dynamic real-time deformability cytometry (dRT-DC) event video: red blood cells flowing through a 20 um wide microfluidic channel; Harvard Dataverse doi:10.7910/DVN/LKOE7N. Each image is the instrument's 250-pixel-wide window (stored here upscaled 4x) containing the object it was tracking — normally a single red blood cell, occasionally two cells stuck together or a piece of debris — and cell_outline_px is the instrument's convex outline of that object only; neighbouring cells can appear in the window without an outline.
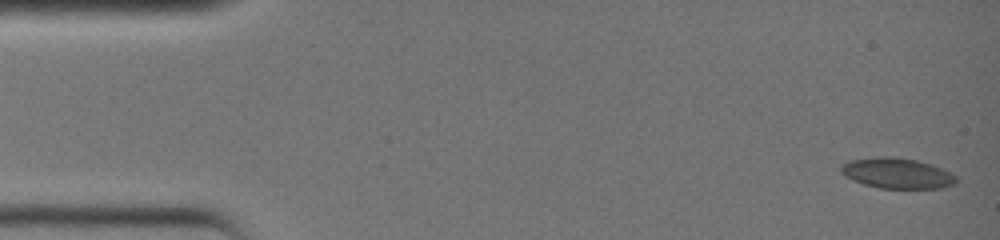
{"species": "common noctule bat (a hibernating species)", "species_latin": "Nyctalus noctula", "temperature_condition": "warm", "stored_images_in_passage": 37, "camera_frame_rate_fps": 3000, "um_per_image_px": 0.085, "animal": {"sex": "female", "body_mass_g": 19.0, "forearm_length_mm": 51.5}, "frame": {"image": 1, "passage_image": 1, "time_ms": 0.0, "image_size_px": [1000, 240], "cell_outline_px": [[956, 184], [944, 188], [880, 188], [864, 184], [844, 176], [840, 172], [840, 168], [844, 164], [852, 160], [880, 156], [884, 156], [916, 160], [940, 168], [956, 176]], "centroid_in_image_um": [76.24, 14.74], "position_along_channel_um": 8.8, "area_um2": 20.11}}
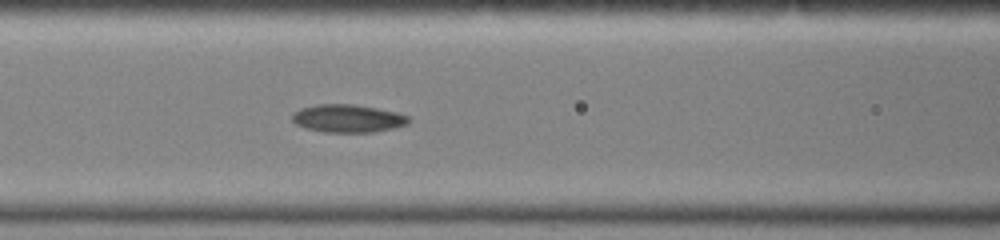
{"frame": {"image": 2, "passage_image": 16, "time_ms": 5.0, "image_size_px": [1000, 240], "cell_outline_px": [[408, 124], [392, 128], [372, 132], [324, 132], [304, 128], [296, 124], [292, 120], [292, 112], [300, 108], [316, 104], [352, 104], [376, 108], [396, 112], [408, 116]], "centroid_in_image_um": [29.5, 10.06], "position_along_channel_um": 137.1, "area_um2": 18.9}}
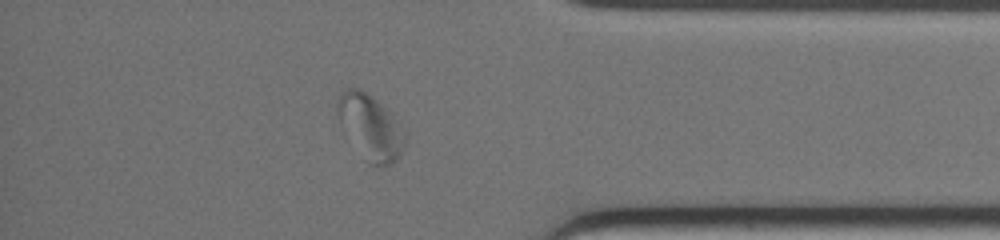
{"frame": {"image": 3, "passage_image": 32, "time_ms": 10.333, "image_size_px": [1000, 240], "cell_outline_px": [[404, 148], [396, 160], [392, 164], [368, 164], [364, 160], [340, 124], [336, 104], [340, 92], [344, 88], [360, 88], [372, 96], [396, 120], [404, 132]], "centroid_in_image_um": [31.44, 10.79], "position_along_channel_um": 403.8, "area_um2": 25.03}}